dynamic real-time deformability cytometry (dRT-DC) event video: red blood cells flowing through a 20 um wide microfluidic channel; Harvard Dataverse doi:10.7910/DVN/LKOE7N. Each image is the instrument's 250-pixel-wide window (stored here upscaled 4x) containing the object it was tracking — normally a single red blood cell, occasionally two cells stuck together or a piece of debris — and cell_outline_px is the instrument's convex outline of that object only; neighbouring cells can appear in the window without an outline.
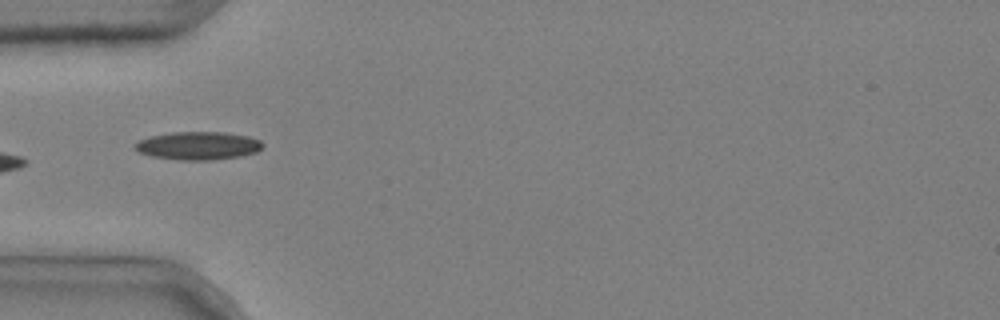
{"species": "common noctule bat (a hibernating species)", "species_latin": "Nyctalus noctula", "temperature_condition": "cold", "stored_images_in_passage": 7, "camera_frame_rate_fps": 3000, "um_per_image_px": 0.085, "animal": {"sex": "male", "body_mass_g": 20.4}, "frame": {"image": 1, "passage_image": 6, "time_ms": 1.667, "image_size_px": [1000, 320], "cell_outline_px": [[264, 144], [256, 152], [240, 156], [212, 160], [180, 160], [152, 156], [140, 152], [132, 148], [140, 140], [152, 136], [172, 132], [224, 132], [248, 136], [260, 140]], "centroid_in_image_um": [16.85, 12.38], "position_along_channel_um": 68.1, "area_um2": 20.75}}